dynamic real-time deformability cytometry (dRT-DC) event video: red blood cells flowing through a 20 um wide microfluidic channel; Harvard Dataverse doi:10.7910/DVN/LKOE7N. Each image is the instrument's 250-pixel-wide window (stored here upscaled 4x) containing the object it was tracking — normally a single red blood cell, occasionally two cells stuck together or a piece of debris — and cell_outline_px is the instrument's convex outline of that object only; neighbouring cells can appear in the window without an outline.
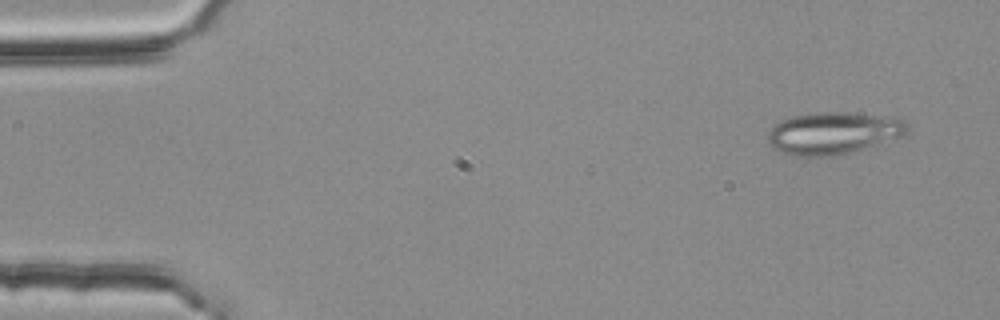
{"species": "common noctule bat (a hibernating species)", "species_latin": "Nyctalus noctula", "temperature_condition": "room temperature", "stored_images_in_passage": 6, "camera_frame_rate_fps": 3000, "um_per_image_px": 0.085, "animal": {"sex": "female", "body_mass_g": 25.1}, "frame": {"image": 1, "passage_image": 1, "time_ms": 0.0, "image_size_px": [1000, 320], "cell_outline_px": [[908, 132], [904, 136], [836, 156], [792, 156], [780, 152], [772, 148], [768, 140], [768, 132], [780, 120], [792, 116], [812, 112], [852, 112], [904, 120], [908, 124]], "centroid_in_image_um": [70.79, 11.31], "position_along_channel_um": 14.2, "area_um2": 34.28}}
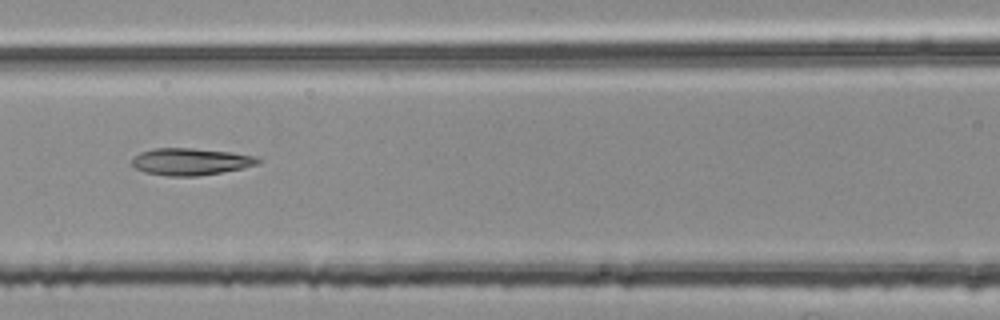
{"frame": {"image": 2, "passage_image": 6, "time_ms": 1.667, "image_size_px": [1000, 320], "cell_outline_px": [[264, 160], [260, 164], [244, 168], [196, 176], [168, 176], [144, 172], [136, 168], [132, 164], [132, 160], [140, 152], [156, 148], [192, 148], [232, 152], [256, 156]], "centroid_in_image_um": [16.27, 13.73], "position_along_channel_um": 150.3, "area_um2": 19.88}}